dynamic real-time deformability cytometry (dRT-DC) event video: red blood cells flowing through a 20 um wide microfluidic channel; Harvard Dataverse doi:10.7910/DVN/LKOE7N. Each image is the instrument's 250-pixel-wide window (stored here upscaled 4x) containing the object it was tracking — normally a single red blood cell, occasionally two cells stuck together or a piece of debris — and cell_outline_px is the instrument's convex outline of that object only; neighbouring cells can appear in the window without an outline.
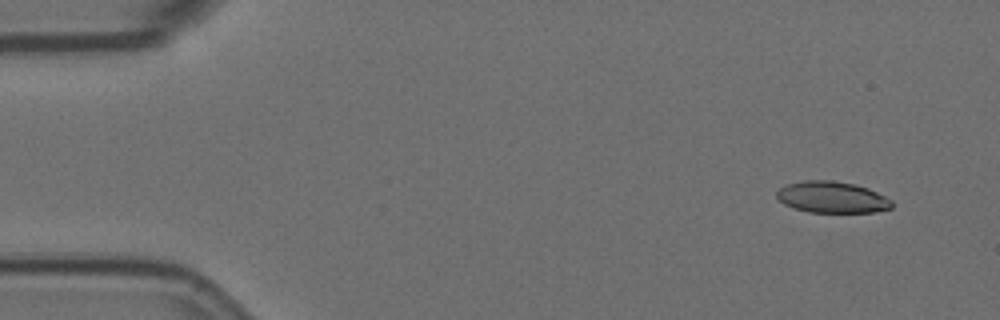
{"species": "Egyptian fruit bat (a non-hibernating species)", "species_latin": "Rousettus aegyptiacus", "temperature_condition": "room temperature", "stored_images_in_passage": 4, "camera_frame_rate_fps": 3000, "um_per_image_px": 0.085, "animal": {"sex": "female"}, "frame": {"image": 1, "passage_image": 1, "time_ms": 0.0, "image_size_px": [1000, 320], "cell_outline_px": [[892, 208], [876, 212], [808, 212], [792, 208], [784, 204], [776, 196], [776, 192], [780, 188], [788, 184], [804, 180], [832, 180], [856, 184], [868, 188], [892, 200]], "centroid_in_image_um": [70.72, 16.76], "position_along_channel_um": 14.3, "area_um2": 21.15}}